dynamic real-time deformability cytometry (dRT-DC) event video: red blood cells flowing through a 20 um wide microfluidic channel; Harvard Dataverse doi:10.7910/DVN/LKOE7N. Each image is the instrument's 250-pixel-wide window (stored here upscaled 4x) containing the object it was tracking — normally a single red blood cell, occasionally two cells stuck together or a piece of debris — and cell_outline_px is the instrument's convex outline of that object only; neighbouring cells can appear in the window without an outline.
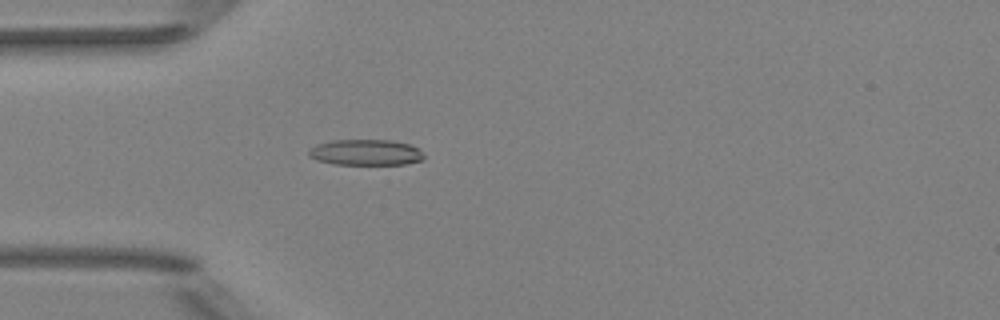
{"species": "Egyptian fruit bat (a non-hibernating species)", "species_latin": "Rousettus aegyptiacus", "temperature_condition": "room temperature", "stored_images_in_passage": 4, "camera_frame_rate_fps": 3000, "um_per_image_px": 0.085, "animal": {"sex": "female"}, "frame": {"image": 1, "passage_image": 4, "time_ms": 4.333, "image_size_px": [1000, 320], "cell_outline_px": [[424, 160], [404, 164], [336, 164], [316, 160], [308, 156], [308, 148], [316, 144], [332, 140], [392, 140], [408, 144], [416, 148], [424, 156]], "centroid_in_image_um": [31.03, 12.95], "position_along_channel_um": 54.0, "area_um2": 17.34}}